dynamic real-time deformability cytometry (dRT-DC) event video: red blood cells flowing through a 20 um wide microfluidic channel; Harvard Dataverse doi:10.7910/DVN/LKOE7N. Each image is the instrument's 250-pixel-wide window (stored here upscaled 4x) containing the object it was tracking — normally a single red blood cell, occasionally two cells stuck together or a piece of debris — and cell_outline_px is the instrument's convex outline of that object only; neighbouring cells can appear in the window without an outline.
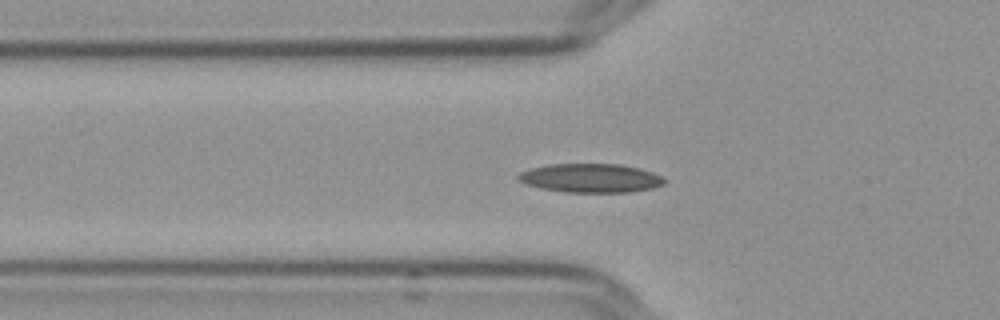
{"species": "Egyptian fruit bat (a non-hibernating species)", "species_latin": "Rousettus aegyptiacus", "temperature_condition": "cold", "stored_images_in_passage": 50, "camera_frame_rate_fps": 3000, "um_per_image_px": 0.085, "frame": {"image": 1, "passage_image": 12, "time_ms": 3.667, "image_size_px": [1000, 320], "cell_outline_px": [[664, 184], [652, 188], [632, 192], [564, 192], [540, 188], [516, 180], [516, 176], [520, 172], [532, 168], [548, 164], [620, 164], [640, 168], [652, 172], [660, 176], [664, 180]], "centroid_in_image_um": [50.18, 15.13], "position_along_channel_um": 75.6, "area_um2": 24.57}}
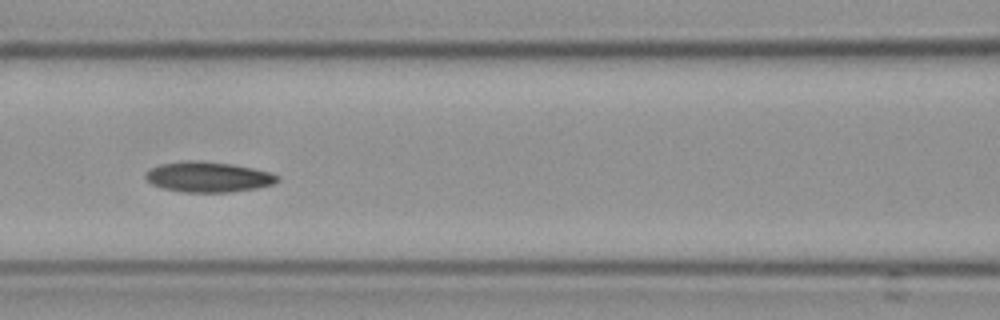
{"frame": {"image": 2, "passage_image": 18, "time_ms": 5.667, "image_size_px": [1000, 320], "cell_outline_px": [[280, 180], [272, 184], [256, 188], [228, 192], [180, 192], [160, 188], [152, 184], [144, 176], [152, 168], [160, 164], [188, 160], [196, 160], [232, 164], [252, 168], [268, 172], [280, 176]], "centroid_in_image_um": [17.68, 15.04], "position_along_channel_um": 148.9, "area_um2": 23.24}}
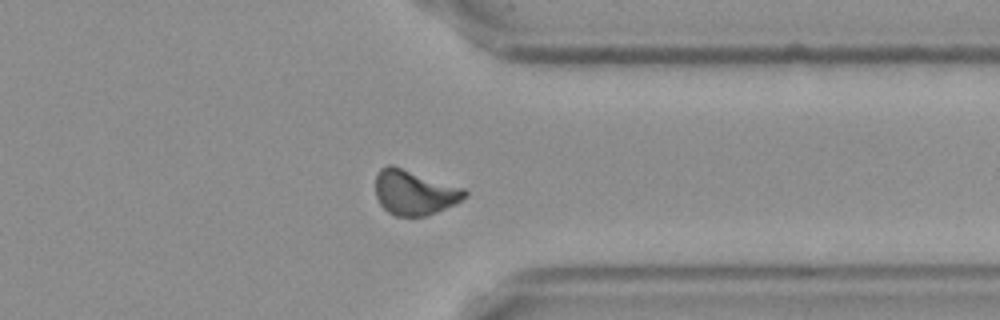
{"frame": {"image": 3, "passage_image": 37, "time_ms": 12.0, "image_size_px": [1000, 320], "cell_outline_px": [[468, 196], [456, 204], [428, 216], [396, 216], [388, 212], [380, 204], [376, 196], [376, 176], [380, 168], [388, 164], [392, 164], [464, 188], [468, 192]], "centroid_in_image_um": [35.24, 16.36], "position_along_channel_um": 376.2, "area_um2": 23.58}, "authors_computed_cell_mechanics": {"area_um2": 22.5998, "velocity_mm_per_s": 3.6268, "shape_relaxation_time_tau1_ms": null, "shape_relaxation_time_tau2_ms": 9.6794, "deformation_change_tau1": null, "deformation_change_tau2": 0.1598}}